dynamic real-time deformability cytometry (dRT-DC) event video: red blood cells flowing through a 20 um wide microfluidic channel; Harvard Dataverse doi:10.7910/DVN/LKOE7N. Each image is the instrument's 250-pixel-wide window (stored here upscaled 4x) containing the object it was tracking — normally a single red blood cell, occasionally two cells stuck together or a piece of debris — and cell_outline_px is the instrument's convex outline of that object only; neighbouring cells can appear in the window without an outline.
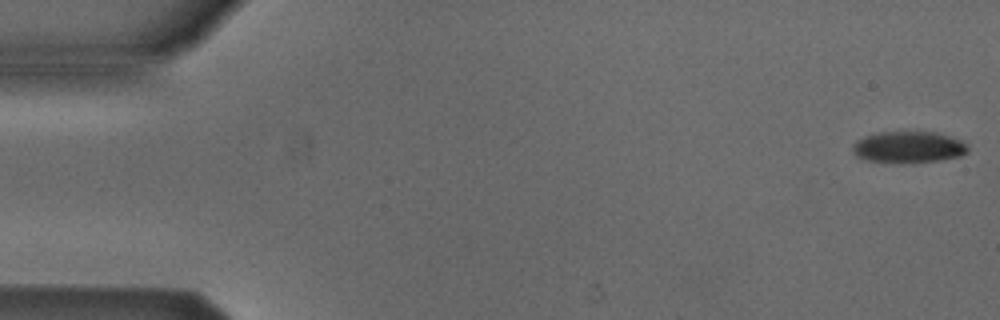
{"species": "Egyptian fruit bat (a non-hibernating species)", "species_latin": "Rousettus aegyptiacus", "temperature_condition": "cold", "stored_images_in_passage": 5, "camera_frame_rate_fps": 3000, "um_per_image_px": 0.085, "animal": {"sex": "male"}, "frame": {"image": 1, "passage_image": 1, "time_ms": 0.0, "image_size_px": [1000, 320], "cell_outline_px": [[968, 152], [960, 156], [940, 160], [868, 160], [856, 156], [852, 148], [856, 140], [880, 132], [932, 132], [948, 136], [960, 140], [968, 148]], "centroid_in_image_um": [77.24, 12.46], "position_along_channel_um": 7.8, "area_um2": 19.94}}
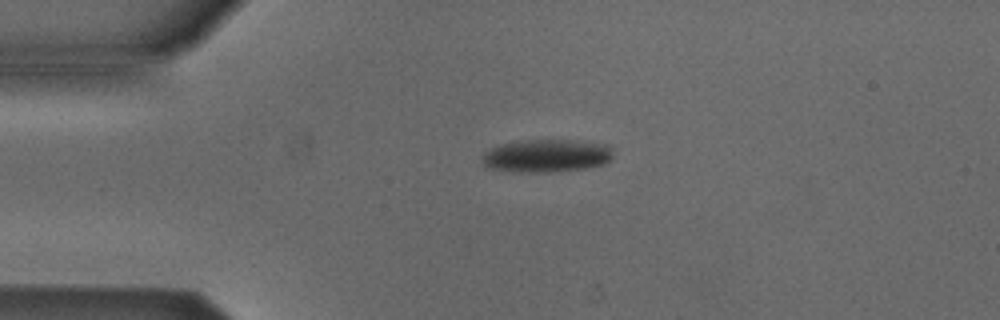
{"frame": {"image": 2, "passage_image": 4, "time_ms": 1.0, "image_size_px": [1000, 320], "cell_outline_px": [[612, 156], [604, 164], [584, 168], [552, 172], [512, 172], [484, 168], [484, 152], [500, 144], [520, 140], [572, 140], [608, 144], [612, 148]], "centroid_in_image_um": [46.43, 13.24], "position_along_channel_um": 38.6, "area_um2": 25.26}}